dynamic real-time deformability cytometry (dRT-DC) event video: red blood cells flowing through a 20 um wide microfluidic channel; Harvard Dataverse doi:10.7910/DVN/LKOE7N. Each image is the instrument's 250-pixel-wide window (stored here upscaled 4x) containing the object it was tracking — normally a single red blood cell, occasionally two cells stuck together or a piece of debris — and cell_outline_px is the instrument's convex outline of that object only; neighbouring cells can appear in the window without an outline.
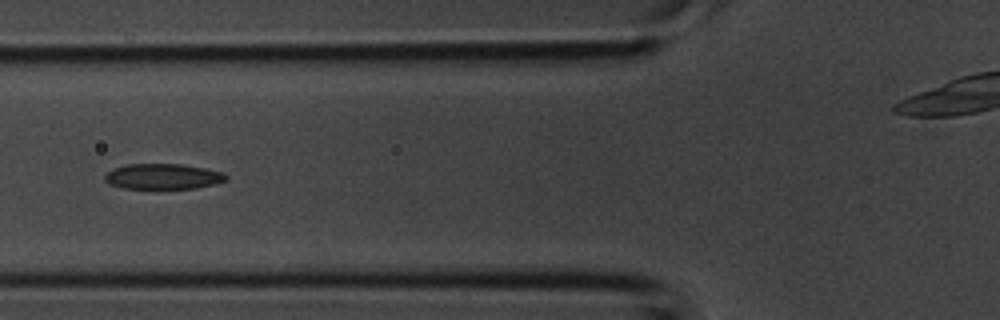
{"species": "common noctule bat (a hibernating species)", "species_latin": "Nyctalus noctula", "temperature_condition": "room temperature", "stored_images_in_passage": 25, "camera_frame_rate_fps": 3000, "um_per_image_px": 0.085, "animal": {"sex": "male", "body_mass_g": 20.1, "forearm_length_mm": 53.5}, "frame": {"image": 1, "passage_image": 15, "time_ms": 4.667, "image_size_px": [1000, 320], "cell_outline_px": [[228, 180], [216, 184], [196, 188], [124, 188], [108, 184], [104, 180], [104, 176], [112, 168], [128, 164], [184, 164], [224, 172], [228, 176]], "centroid_in_image_um": [13.88, 14.99], "position_along_channel_um": 111.9, "area_um2": 18.15}}